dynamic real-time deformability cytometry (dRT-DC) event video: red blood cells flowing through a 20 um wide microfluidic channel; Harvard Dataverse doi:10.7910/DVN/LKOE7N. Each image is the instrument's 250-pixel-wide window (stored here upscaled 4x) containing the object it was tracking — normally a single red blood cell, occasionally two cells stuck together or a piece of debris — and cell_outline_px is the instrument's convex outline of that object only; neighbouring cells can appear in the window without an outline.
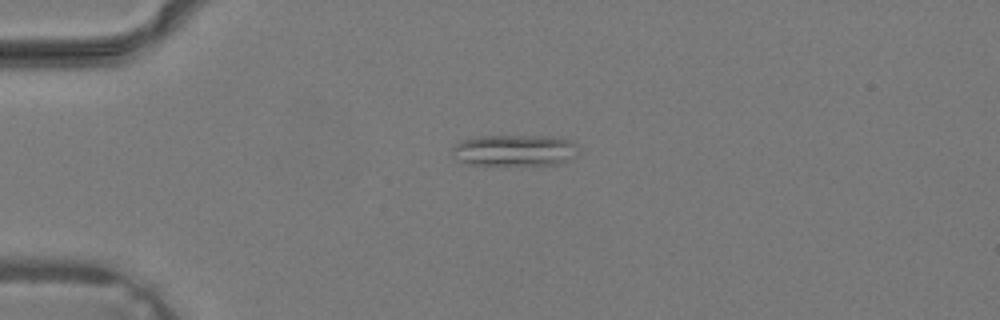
{"species": "common noctule bat (a hibernating species)", "species_latin": "Nyctalus noctula", "temperature_condition": "warm", "stored_images_in_passage": 23, "camera_frame_rate_fps": 3000, "um_per_image_px": 0.085, "animal": {"sex": "male", "body_mass_g": 19.2, "forearm_length_mm": 51.8}, "frame": {"image": 1, "passage_image": 1, "time_ms": 0.0, "image_size_px": [1000, 320], "cell_outline_px": [[580, 148], [576, 156], [560, 164], [536, 168], [464, 164], [456, 160], [452, 152], [452, 148], [460, 140], [476, 136], [560, 136], [572, 140]], "centroid_in_image_um": [43.8, 12.83], "position_along_channel_um": 41.2, "area_um2": 24.8}}
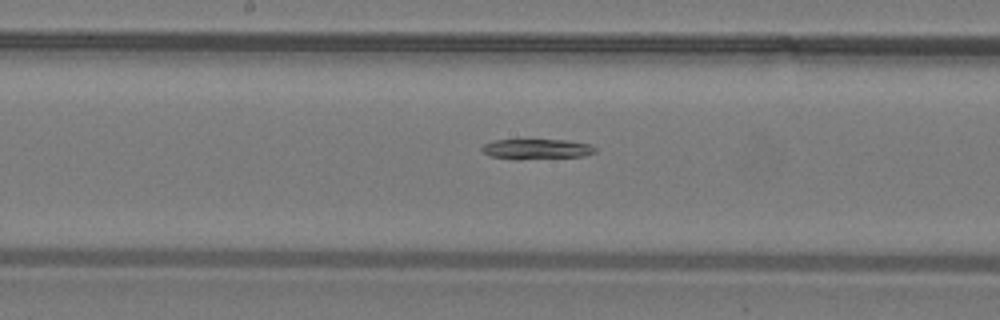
{"frame": {"image": 2, "passage_image": 12, "time_ms": 3.667, "image_size_px": [1000, 320], "cell_outline_px": [[596, 152], [584, 156], [520, 160], [516, 160], [492, 156], [484, 152], [480, 148], [484, 144], [492, 140], [568, 140], [592, 144], [596, 148]], "centroid_in_image_um": [45.65, 12.67], "position_along_channel_um": 202.6, "area_um2": 13.53}}
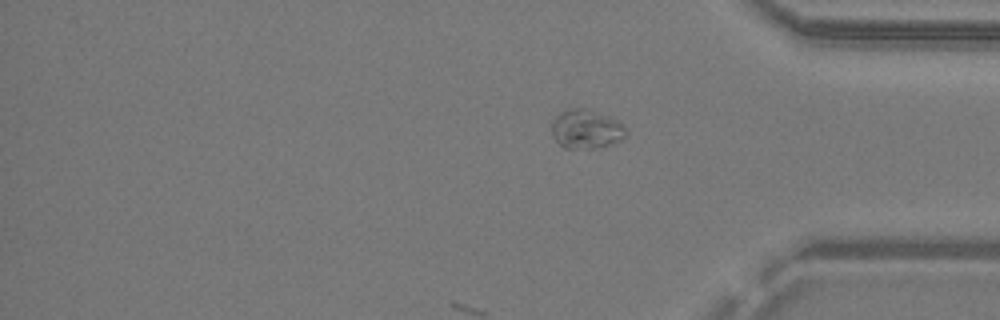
{"frame": {"image": 3, "passage_image": 23, "time_ms": 7.333, "image_size_px": [1000, 320], "cell_outline_px": [[628, 136], [612, 144], [600, 148], [564, 148], [552, 136], [552, 120], [560, 112], [568, 108], [584, 108], [608, 116], [624, 124], [628, 132]], "centroid_in_image_um": [49.85, 10.98], "position_along_channel_um": 385.3, "area_um2": 17.11}}